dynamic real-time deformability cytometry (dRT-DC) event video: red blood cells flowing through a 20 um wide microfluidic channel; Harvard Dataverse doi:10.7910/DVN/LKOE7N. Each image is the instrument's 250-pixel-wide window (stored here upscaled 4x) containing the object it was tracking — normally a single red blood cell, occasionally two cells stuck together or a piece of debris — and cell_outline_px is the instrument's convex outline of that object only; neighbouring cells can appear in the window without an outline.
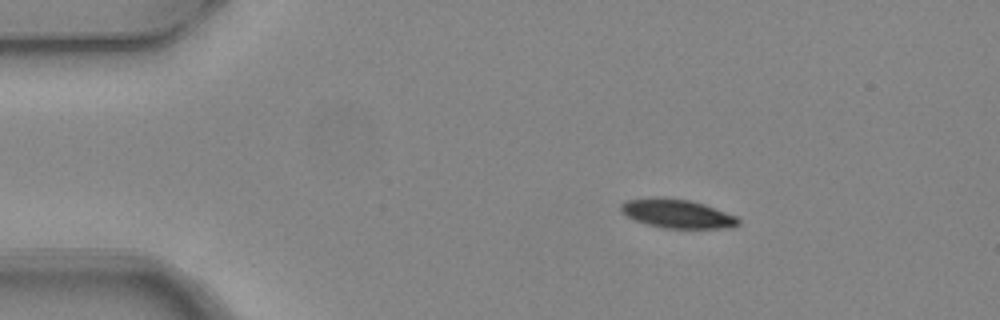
{"species": "common noctule bat (a hibernating species)", "species_latin": "Nyctalus noctula", "temperature_condition": "warm", "stored_images_in_passage": 3, "camera_frame_rate_fps": 3000, "um_per_image_px": 0.085, "animal": {"sex": "female", "body_mass_g": 24.6, "forearm_length_mm": 56.2}, "frame": {"image": 1, "passage_image": 1, "time_ms": 0.0, "image_size_px": [1000, 320], "cell_outline_px": [[740, 224], [720, 228], [664, 228], [648, 224], [636, 220], [628, 216], [620, 208], [620, 204], [628, 200], [656, 196], [692, 200], [704, 204], [736, 216], [740, 220]], "centroid_in_image_um": [57.56, 18.14], "position_along_channel_um": 27.4, "area_um2": 19.54}}